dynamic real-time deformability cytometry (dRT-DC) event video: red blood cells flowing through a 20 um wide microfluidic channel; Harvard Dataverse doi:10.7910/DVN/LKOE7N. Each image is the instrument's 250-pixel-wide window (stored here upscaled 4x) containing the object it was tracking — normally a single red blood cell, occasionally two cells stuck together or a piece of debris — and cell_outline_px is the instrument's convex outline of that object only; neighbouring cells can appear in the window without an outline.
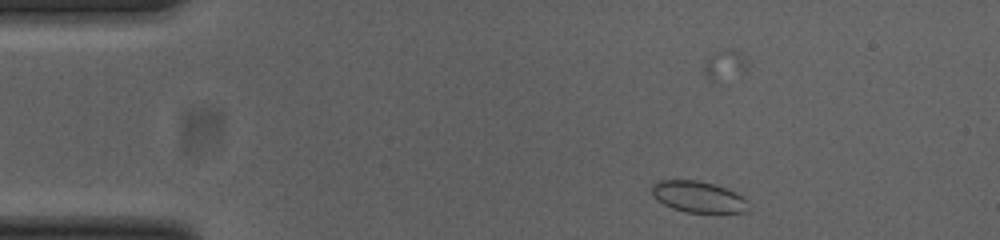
{"species": "common noctule bat (a hibernating species)", "species_latin": "Nyctalus noctula", "temperature_condition": "cold", "stored_images_in_passage": 49, "camera_frame_rate_fps": 3000, "um_per_image_px": 0.085, "animal": {"sex": "female", "body_mass_g": 23.0, "forearm_length_mm": 53.4}, "frame": {"image": 1, "passage_image": 3, "time_ms": 0.667, "image_size_px": [1000, 240], "cell_outline_px": [[748, 212], [684, 212], [672, 208], [664, 204], [652, 192], [652, 184], [660, 180], [700, 180], [736, 192], [744, 200]], "centroid_in_image_um": [59.32, 16.72], "position_along_channel_um": 25.7, "area_um2": 17.11}}
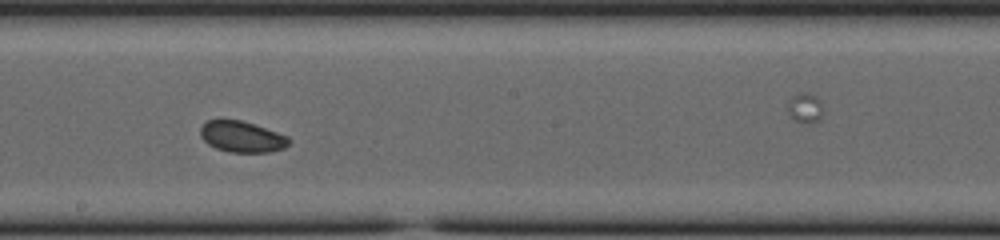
{"frame": {"image": 2, "passage_image": 24, "time_ms": 7.667, "image_size_px": [1000, 240], "cell_outline_px": [[292, 140], [284, 148], [268, 152], [228, 152], [216, 148], [208, 144], [200, 136], [200, 128], [208, 120], [240, 120], [288, 136]], "centroid_in_image_um": [20.55, 11.63], "position_along_channel_um": 227.6, "area_um2": 15.84}}
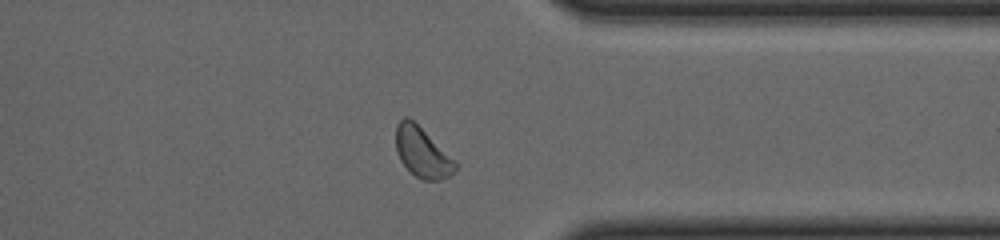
{"frame": {"image": 3, "passage_image": 36, "time_ms": 11.667, "image_size_px": [1000, 240], "cell_outline_px": [[460, 164], [448, 176], [440, 180], [424, 180], [416, 176], [400, 160], [396, 148], [396, 124], [404, 116], [408, 116], [456, 160]], "centroid_in_image_um": [35.9, 12.94], "position_along_channel_um": 375.5, "area_um2": 17.17}, "authors_computed_cell_mechanics": {"area_um2": 17.051, "velocity_mm_per_s": 3.829, "shape_relaxation_time_tau1_ms": 2.456, "shape_relaxation_time_tau2_ms": null, "deformation_change_tau1": 0.0175, "deformation_change_tau2": null}}